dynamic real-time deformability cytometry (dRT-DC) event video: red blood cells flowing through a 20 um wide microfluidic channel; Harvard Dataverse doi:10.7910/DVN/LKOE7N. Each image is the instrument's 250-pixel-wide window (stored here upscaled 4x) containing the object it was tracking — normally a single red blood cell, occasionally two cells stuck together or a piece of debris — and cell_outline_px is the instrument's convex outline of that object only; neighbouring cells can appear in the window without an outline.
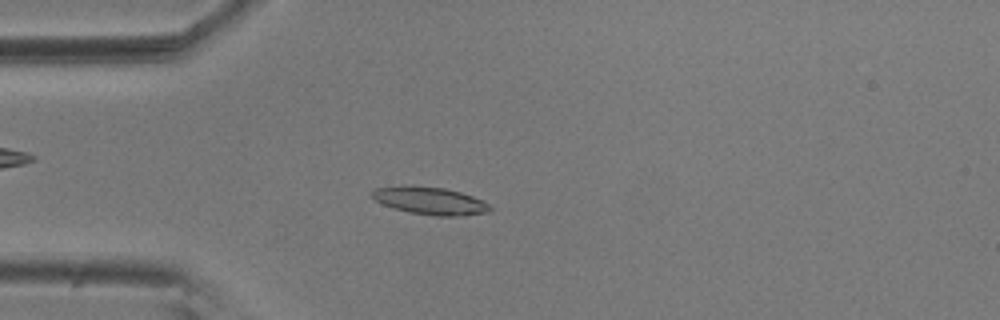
{"species": "common noctule bat (a hibernating species)", "species_latin": "Nyctalus noctula", "temperature_condition": "room temperature", "stored_images_in_passage": 55, "camera_frame_rate_fps": 3000, "um_per_image_px": 0.085, "animal": {"sex": "male", "body_mass_g": 20.5, "forearm_length_mm": 52.5}, "frame": {"image": 1, "passage_image": 14, "time_ms": 4.333, "image_size_px": [1000, 320], "cell_outline_px": [[492, 208], [488, 212], [456, 216], [432, 216], [408, 212], [384, 204], [376, 200], [372, 196], [372, 192], [376, 188], [404, 184], [444, 188], [460, 192], [484, 200]], "centroid_in_image_um": [36.56, 17.05], "position_along_channel_um": 48.4, "area_um2": 18.96}}
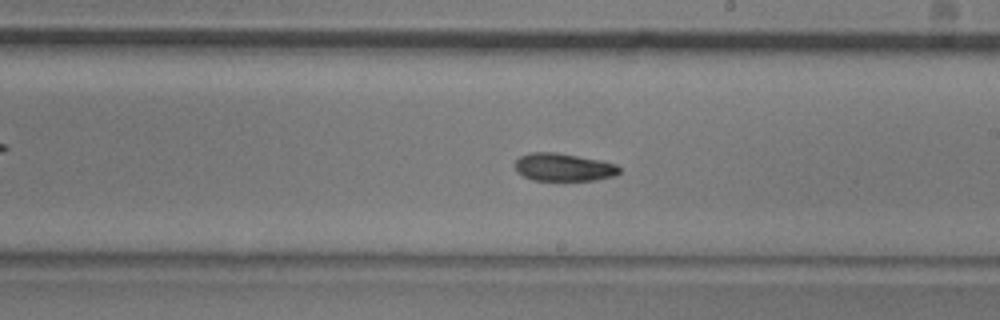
{"frame": {"image": 2, "passage_image": 31, "time_ms": 10.0, "image_size_px": [1000, 320], "cell_outline_px": [[620, 172], [616, 176], [596, 180], [532, 180], [516, 172], [516, 160], [520, 156], [528, 152], [556, 152], [600, 160], [616, 164], [620, 168]], "centroid_in_image_um": [47.91, 14.21], "position_along_channel_um": 241.1, "area_um2": 16.99}}
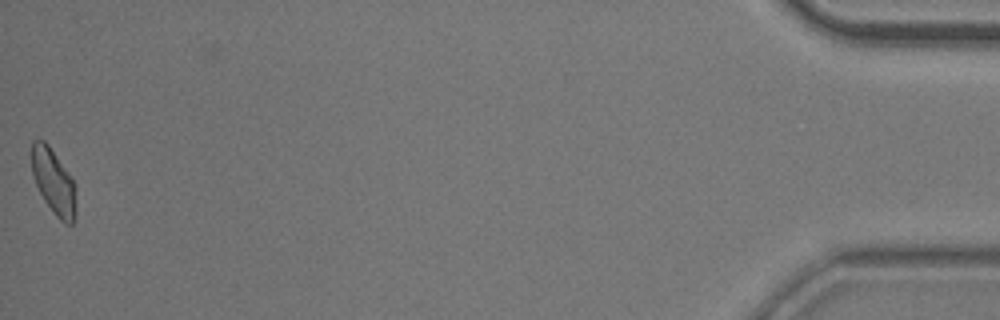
{"frame": {"image": 3, "passage_image": 55, "time_ms": 18.0, "image_size_px": [1000, 320], "cell_outline_px": [[76, 212], [72, 224], [64, 224], [56, 216], [44, 200], [36, 184], [32, 172], [32, 140], [44, 140], [48, 144], [72, 176], [76, 188]], "centroid_in_image_um": [4.59, 15.45], "position_along_channel_um": 430.6, "area_um2": 16.99}, "authors_computed_cell_mechanics": {"area_um2": 17.5712, "velocity_mm_per_s": 3.6043, "shape_relaxation_time_tau1_ms": 6.7704, "shape_relaxation_time_tau2_ms": 6.2414, "deformation_change_tau1": 0.1546, "deformation_change_tau2": 0.1225}}